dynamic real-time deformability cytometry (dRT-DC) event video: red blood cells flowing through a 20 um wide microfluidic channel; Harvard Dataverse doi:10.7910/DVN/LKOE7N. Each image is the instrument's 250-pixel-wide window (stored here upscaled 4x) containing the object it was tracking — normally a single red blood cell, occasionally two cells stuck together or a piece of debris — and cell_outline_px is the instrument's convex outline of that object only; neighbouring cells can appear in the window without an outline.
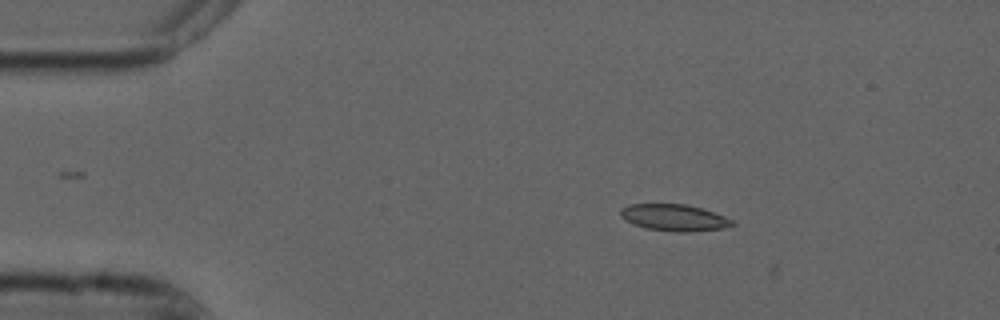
{"species": "common noctule bat (a hibernating species)", "species_latin": "Nyctalus noctula", "temperature_condition": "cold", "stored_images_in_passage": 10, "camera_frame_rate_fps": 3000, "um_per_image_px": 0.085, "animal": {"sex": "male", "forearm_length_mm": 52.5}, "frame": {"image": 1, "passage_image": 9, "time_ms": 2.667, "image_size_px": [1000, 320], "cell_outline_px": [[736, 224], [724, 228], [688, 232], [676, 232], [644, 228], [632, 224], [624, 220], [620, 216], [620, 208], [628, 204], [684, 204], [700, 208], [724, 216], [732, 220]], "centroid_in_image_um": [57.25, 18.5], "position_along_channel_um": 27.8, "area_um2": 17.4}}